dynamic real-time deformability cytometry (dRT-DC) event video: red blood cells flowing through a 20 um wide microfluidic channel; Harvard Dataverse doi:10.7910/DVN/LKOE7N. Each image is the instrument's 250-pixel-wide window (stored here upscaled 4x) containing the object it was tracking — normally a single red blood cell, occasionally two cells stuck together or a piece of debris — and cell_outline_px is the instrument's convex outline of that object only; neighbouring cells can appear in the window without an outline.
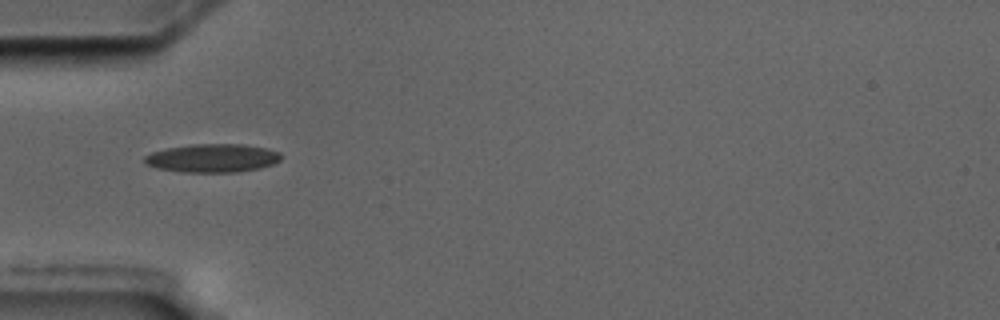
{"species": "common noctule bat (a hibernating species)", "species_latin": "Nyctalus noctula", "temperature_condition": "cold", "stored_images_in_passage": 39, "camera_frame_rate_fps": 3000, "um_per_image_px": 0.085, "animal": {"sex": "male", "body_mass_g": 17.5, "forearm_length_mm": 52.3}, "frame": {"image": 1, "passage_image": 1, "time_ms": 0.0, "image_size_px": [1000, 320], "cell_outline_px": [[280, 160], [272, 164], [260, 168], [236, 172], [184, 172], [156, 168], [144, 164], [144, 156], [152, 152], [168, 148], [192, 144], [244, 144], [264, 148], [280, 152]], "centroid_in_image_um": [18.03, 13.44], "position_along_channel_um": 67.0, "area_um2": 22.54}}
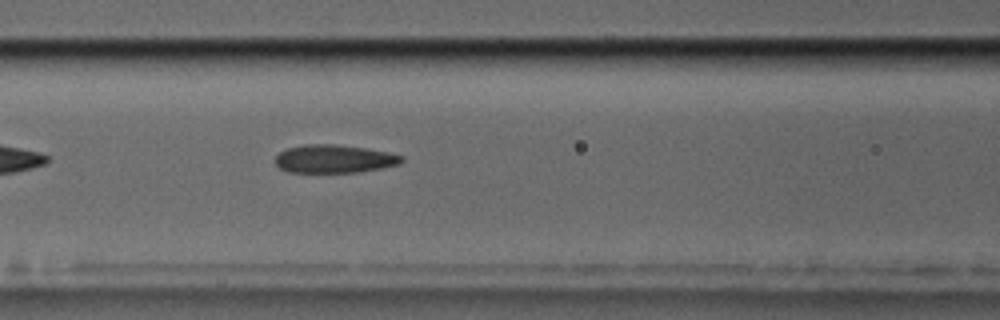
{"frame": {"image": 2, "passage_image": 7, "time_ms": 2.0, "image_size_px": [1000, 320], "cell_outline_px": [[404, 160], [400, 164], [360, 172], [288, 172], [280, 168], [276, 164], [276, 156], [280, 152], [288, 148], [304, 144], [332, 144], [364, 148], [388, 152], [404, 156]], "centroid_in_image_um": [28.42, 13.5], "position_along_channel_um": 138.2, "area_um2": 20.63}}
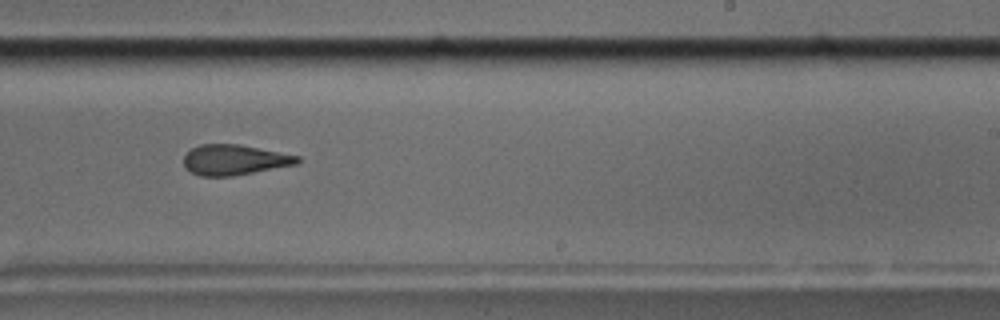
{"frame": {"image": 3, "passage_image": 18, "time_ms": 5.667, "image_size_px": [1000, 320], "cell_outline_px": [[300, 160], [296, 164], [232, 176], [200, 176], [184, 168], [184, 156], [192, 148], [200, 144], [240, 144], [300, 156]], "centroid_in_image_um": [19.9, 13.58], "position_along_channel_um": 269.1, "area_um2": 20.0}, "authors_computed_cell_mechanics": {"area_um2": 21.2704, "velocity_mm_per_s": 3.5855, "shape_relaxation_time_tau1_ms": 4.0985, "shape_relaxation_time_tau2_ms": 2.7801, "deformation_change_tau1": 0.156, "deformation_change_tau2": 0.1324}}